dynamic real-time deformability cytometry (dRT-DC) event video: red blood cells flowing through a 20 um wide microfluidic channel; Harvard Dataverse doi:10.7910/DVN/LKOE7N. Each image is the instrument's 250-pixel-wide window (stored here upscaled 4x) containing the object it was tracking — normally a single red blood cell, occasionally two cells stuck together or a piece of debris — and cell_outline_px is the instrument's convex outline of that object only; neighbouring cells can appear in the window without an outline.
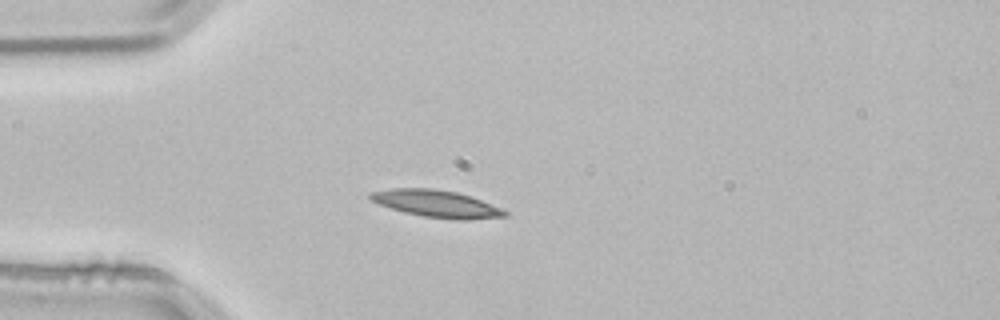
{"species": "common noctule bat (a hibernating species)", "species_latin": "Nyctalus noctula", "temperature_condition": "room temperature", "stored_images_in_passage": 2, "camera_frame_rate_fps": 3000, "um_per_image_px": 0.085, "animal": {"sex": "male", "body_mass_g": 21.5, "forearm_length_mm": 52.0}, "frame": {"image": 1, "passage_image": 2, "time_ms": 0.333, "image_size_px": [1000, 320], "cell_outline_px": [[508, 216], [468, 220], [456, 220], [424, 216], [404, 212], [380, 204], [372, 200], [368, 196], [368, 192], [392, 188], [432, 188], [456, 192], [472, 196], [500, 208], [508, 212]], "centroid_in_image_um": [37.11, 17.31], "position_along_channel_um": 47.9, "area_um2": 21.21}}